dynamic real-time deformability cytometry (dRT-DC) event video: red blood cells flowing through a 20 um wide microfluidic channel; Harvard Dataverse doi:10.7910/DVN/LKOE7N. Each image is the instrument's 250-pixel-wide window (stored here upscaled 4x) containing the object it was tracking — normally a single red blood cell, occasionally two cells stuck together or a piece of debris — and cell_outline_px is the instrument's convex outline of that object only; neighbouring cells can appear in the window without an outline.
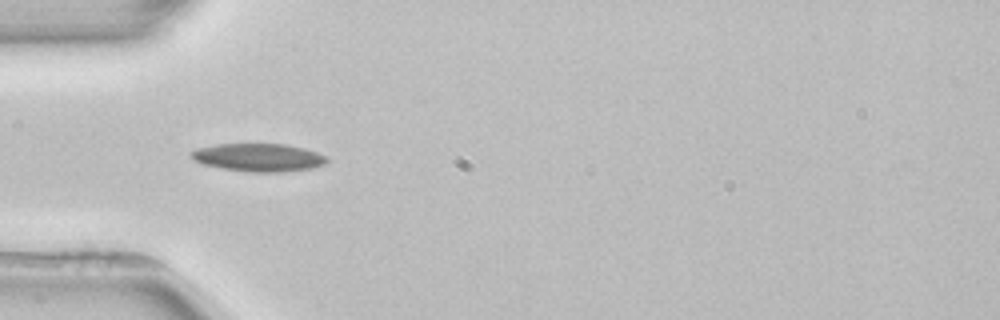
{"species": "common noctule bat (a hibernating species)", "species_latin": "Nyctalus noctula", "temperature_condition": "room temperature", "stored_images_in_passage": 4, "camera_frame_rate_fps": 3000, "um_per_image_px": 0.085, "animal": {"sex": "female", "body_mass_g": 22.7, "forearm_length_mm": 54.2}, "frame": {"image": 1, "passage_image": 3, "time_ms": 3.0, "image_size_px": [1000, 320], "cell_outline_px": [[328, 160], [324, 164], [312, 168], [280, 172], [252, 172], [224, 168], [204, 164], [192, 160], [188, 156], [188, 152], [200, 148], [216, 144], [284, 144], [304, 148], [328, 156]], "centroid_in_image_um": [21.96, 13.38], "position_along_channel_um": 63.0, "area_um2": 22.08}}